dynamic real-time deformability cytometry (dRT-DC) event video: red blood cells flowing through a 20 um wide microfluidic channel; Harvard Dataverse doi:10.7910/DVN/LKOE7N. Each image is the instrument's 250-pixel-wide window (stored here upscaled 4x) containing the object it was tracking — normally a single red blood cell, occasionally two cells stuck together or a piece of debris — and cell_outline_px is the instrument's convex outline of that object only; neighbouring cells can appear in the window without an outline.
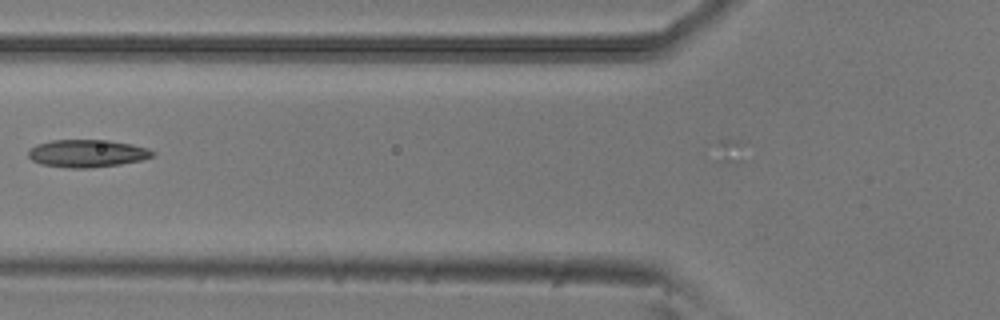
{"species": "common noctule bat (a hibernating species)", "species_latin": "Nyctalus noctula", "temperature_condition": "room temperature", "stored_images_in_passage": 5, "camera_frame_rate_fps": 3000, "um_per_image_px": 0.085, "animal": {"sex": "male", "body_mass_g": 20.5, "forearm_length_mm": 52.5}, "frame": {"image": 1, "passage_image": 5, "time_ms": 1.333, "image_size_px": [1000, 320], "cell_outline_px": [[156, 156], [140, 160], [120, 164], [92, 168], [68, 168], [40, 164], [32, 160], [28, 156], [28, 148], [36, 144], [52, 140], [108, 140], [132, 144], [148, 148], [156, 152]], "centroid_in_image_um": [7.4, 13.04], "position_along_channel_um": 118.4, "area_um2": 20.23}}